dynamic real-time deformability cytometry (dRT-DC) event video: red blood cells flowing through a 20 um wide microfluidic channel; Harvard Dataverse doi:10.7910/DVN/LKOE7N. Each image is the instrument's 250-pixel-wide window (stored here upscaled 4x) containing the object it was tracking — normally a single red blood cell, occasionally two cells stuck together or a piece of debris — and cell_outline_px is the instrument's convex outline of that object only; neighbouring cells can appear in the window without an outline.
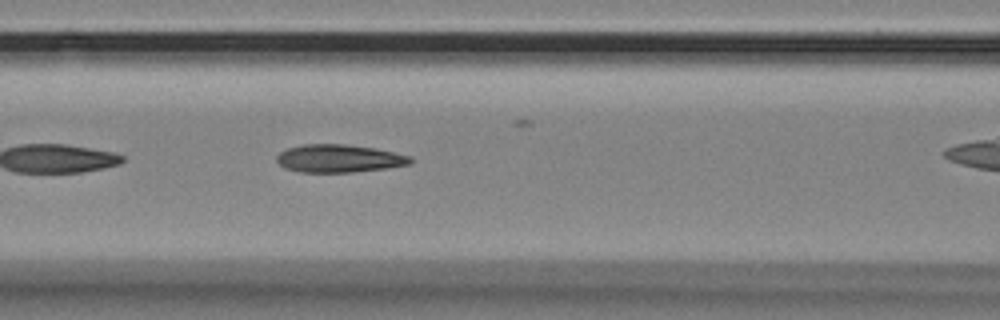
{"species": "Egyptian fruit bat (a non-hibernating species)", "species_latin": "Rousettus aegyptiacus", "temperature_condition": "room temperature", "stored_images_in_passage": 26, "camera_frame_rate_fps": 3000, "um_per_image_px": 0.085, "animal": {"sex": "female"}, "frame": {"image": 1, "passage_image": 8, "time_ms": 2.333, "image_size_px": [1000, 320], "cell_outline_px": [[412, 164], [388, 168], [352, 172], [300, 172], [284, 168], [276, 160], [276, 156], [280, 152], [288, 148], [304, 144], [344, 144], [376, 148], [412, 156]], "centroid_in_image_um": [28.84, 13.47], "position_along_channel_um": 137.8, "area_um2": 21.85}}
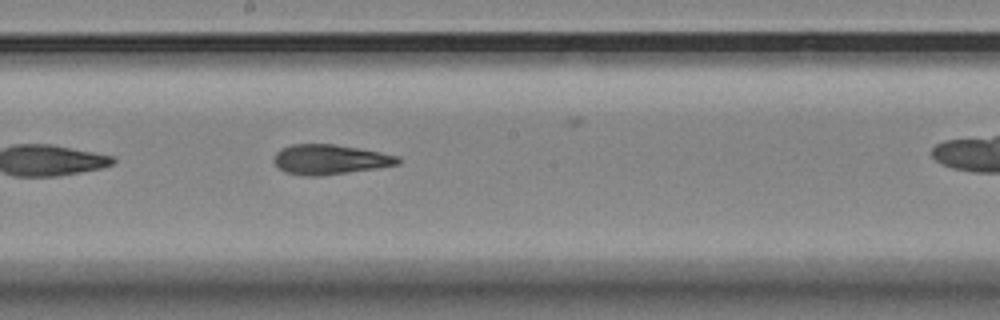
{"frame": {"image": 2, "passage_image": 15, "time_ms": 4.667, "image_size_px": [1000, 320], "cell_outline_px": [[400, 164], [376, 168], [320, 176], [304, 176], [284, 172], [272, 160], [276, 152], [280, 148], [292, 144], [332, 144], [360, 148], [400, 156]], "centroid_in_image_um": [28.03, 13.55], "position_along_channel_um": 220.2, "area_um2": 21.68}}
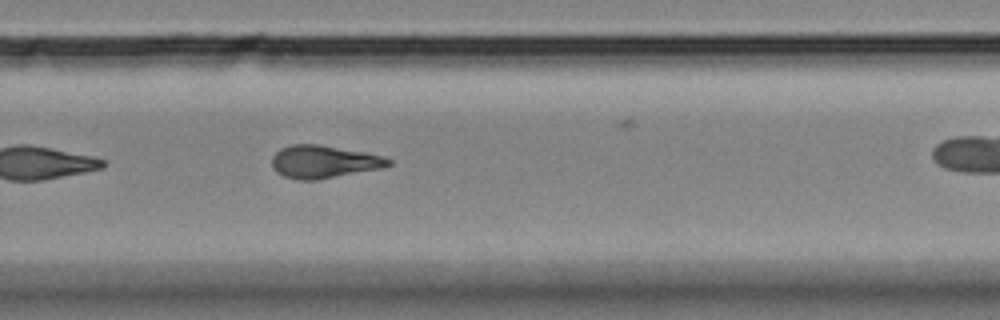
{"frame": {"image": 3, "passage_image": 22, "time_ms": 7.0, "image_size_px": [1000, 320], "cell_outline_px": [[392, 164], [380, 168], [316, 180], [296, 180], [284, 176], [276, 172], [272, 168], [272, 156], [280, 148], [292, 144], [320, 144], [364, 152], [384, 156], [392, 160]], "centroid_in_image_um": [27.49, 13.74], "position_along_channel_um": 302.3, "area_um2": 22.25}}